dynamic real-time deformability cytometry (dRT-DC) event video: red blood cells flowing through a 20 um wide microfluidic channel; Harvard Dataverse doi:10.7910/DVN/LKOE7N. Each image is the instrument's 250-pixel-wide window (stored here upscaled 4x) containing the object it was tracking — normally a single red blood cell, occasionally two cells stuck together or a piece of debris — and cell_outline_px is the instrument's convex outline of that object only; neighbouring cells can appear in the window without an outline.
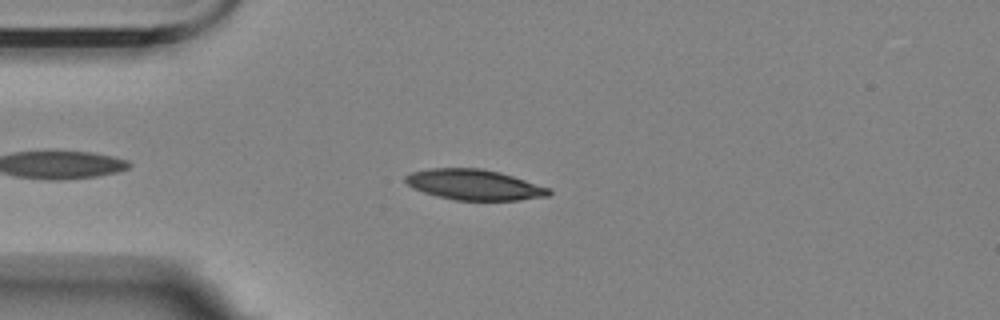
{"species": "Egyptian fruit bat (a non-hibernating species)", "species_latin": "Rousettus aegyptiacus", "temperature_condition": "room temperature", "stored_images_in_passage": 46, "camera_frame_rate_fps": 3000, "um_per_image_px": 0.085, "animal": {"sex": "female"}, "frame": {"image": 1, "passage_image": 7, "time_ms": 2.0, "image_size_px": [1000, 320], "cell_outline_px": [[552, 192], [548, 196], [516, 200], [456, 200], [424, 192], [408, 184], [404, 180], [404, 176], [412, 172], [428, 168], [480, 168], [500, 172], [548, 188]], "centroid_in_image_um": [40.29, 15.69], "position_along_channel_um": 44.7, "area_um2": 25.09}}
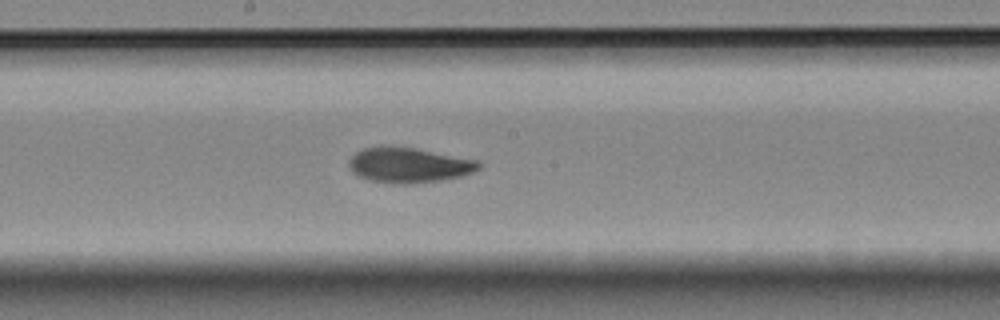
{"frame": {"image": 2, "passage_image": 23, "time_ms": 7.333, "image_size_px": [1000, 320], "cell_outline_px": [[484, 164], [480, 168], [464, 176], [440, 180], [412, 184], [392, 184], [368, 180], [356, 176], [348, 168], [348, 160], [356, 152], [364, 148], [388, 144], [416, 148], [480, 160]], "centroid_in_image_um": [34.74, 14.02], "position_along_channel_um": 213.5, "area_um2": 27.46}}
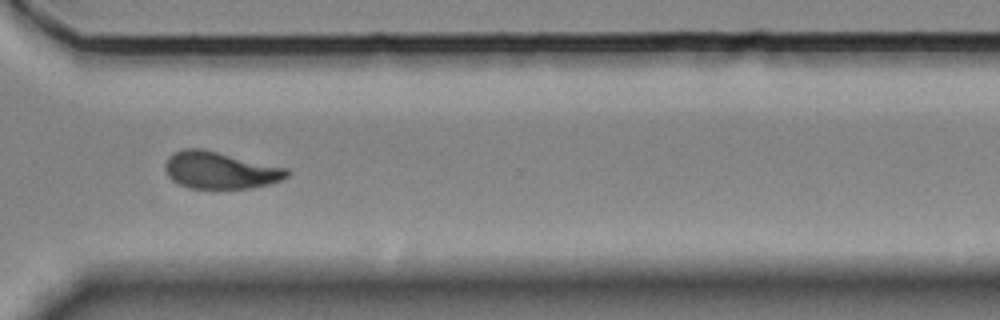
{"frame": {"image": 3, "passage_image": 35, "time_ms": 11.333, "image_size_px": [1000, 320], "cell_outline_px": [[292, 172], [288, 176], [280, 180], [268, 184], [252, 188], [188, 188], [172, 180], [168, 176], [164, 168], [164, 164], [172, 152], [184, 148], [204, 148], [288, 168]], "centroid_in_image_um": [18.71, 14.45], "position_along_channel_um": 351.9, "area_um2": 26.59}, "authors_computed_cell_mechanics": {"area_um2": 25.8655, "velocity_mm_per_s": 3.463, "shape_relaxation_time_tau1_ms": 5.5979, "shape_relaxation_time_tau2_ms": 2.339, "deformation_change_tau1": 0.157, "deformation_change_tau2": 0.0732}}